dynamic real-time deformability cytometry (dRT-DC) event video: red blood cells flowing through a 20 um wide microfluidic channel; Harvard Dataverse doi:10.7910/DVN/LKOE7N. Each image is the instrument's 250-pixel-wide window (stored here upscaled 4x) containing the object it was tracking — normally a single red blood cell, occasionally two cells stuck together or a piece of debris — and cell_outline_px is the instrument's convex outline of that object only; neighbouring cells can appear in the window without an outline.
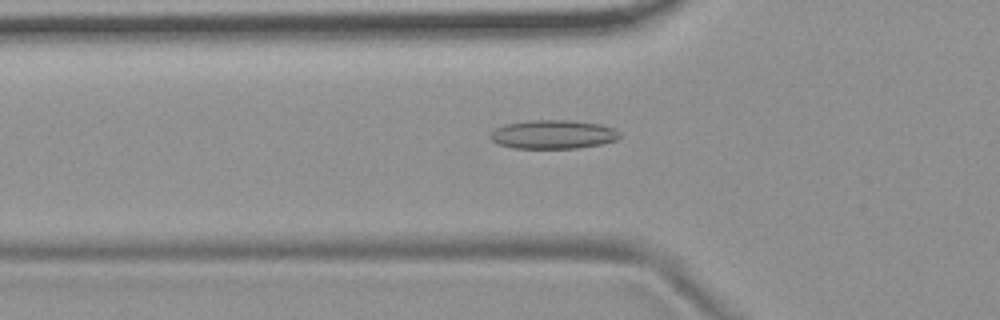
{"species": "common noctule bat (a hibernating species)", "species_latin": "Nyctalus noctula", "temperature_condition": "room temperature", "stored_images_in_passage": 49, "camera_frame_rate_fps": 3000, "um_per_image_px": 0.085, "animal": {"sex": "female", "body_mass_g": 19.9}, "frame": {"image": 1, "passage_image": 13, "time_ms": 4.0, "image_size_px": [1000, 320], "cell_outline_px": [[620, 136], [616, 140], [600, 144], [576, 148], [512, 148], [496, 144], [488, 136], [496, 128], [504, 124], [532, 120], [568, 120], [600, 124], [616, 128], [620, 132]], "centroid_in_image_um": [47.0, 11.42], "position_along_channel_um": 78.8, "area_um2": 21.79}}
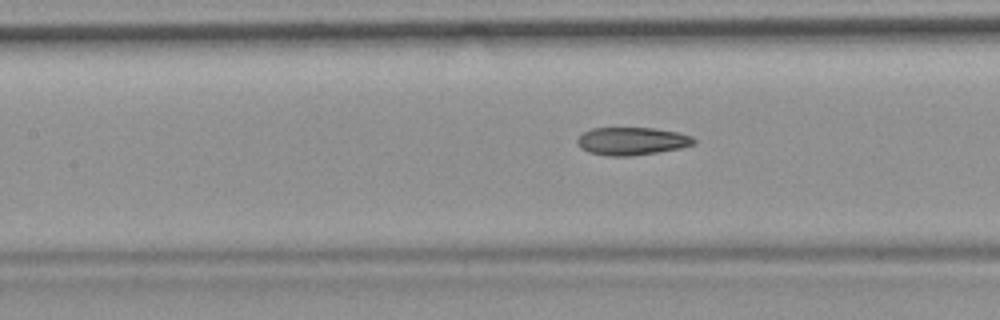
{"frame": {"image": 2, "passage_image": 19, "time_ms": 6.0, "image_size_px": [1000, 320], "cell_outline_px": [[696, 144], [680, 148], [632, 156], [608, 156], [588, 152], [580, 148], [576, 144], [576, 140], [584, 132], [592, 128], [652, 128], [680, 132], [692, 136], [696, 140]], "centroid_in_image_um": [53.71, 12.0], "position_along_channel_um": 153.7, "area_um2": 19.02}}
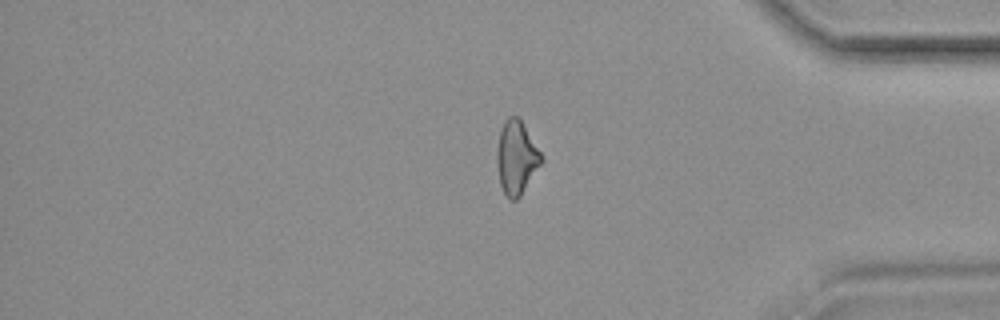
{"frame": {"image": 3, "passage_image": 40, "time_ms": 13.0, "image_size_px": [1000, 320], "cell_outline_px": [[544, 160], [520, 196], [516, 200], [512, 200], [504, 192], [500, 184], [496, 164], [496, 152], [500, 132], [504, 120], [508, 116], [516, 116], [520, 120], [540, 152]], "centroid_in_image_um": [43.88, 13.4], "position_along_channel_um": 391.3, "area_um2": 18.73}, "authors_computed_cell_mechanics": {"area_um2": 19.4208, "velocity_mm_per_s": 3.7124, "shape_relaxation_time_tau1_ms": null, "shape_relaxation_time_tau2_ms": 2.923, "deformation_change_tau1": null, "deformation_change_tau2": 0.105}}